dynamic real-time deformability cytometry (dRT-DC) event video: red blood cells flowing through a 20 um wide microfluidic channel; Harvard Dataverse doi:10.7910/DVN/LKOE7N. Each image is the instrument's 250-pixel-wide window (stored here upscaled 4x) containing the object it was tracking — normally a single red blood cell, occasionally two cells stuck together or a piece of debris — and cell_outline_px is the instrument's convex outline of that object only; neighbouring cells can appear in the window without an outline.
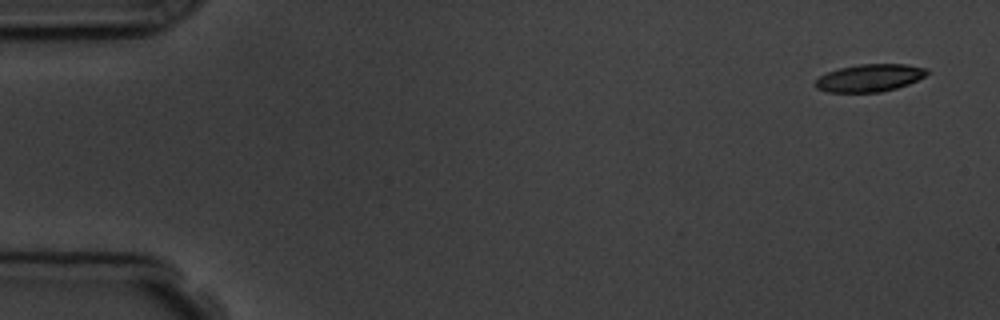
{"species": "common noctule bat (a hibernating species)", "species_latin": "Nyctalus noctula", "temperature_condition": "room temperature", "stored_images_in_passage": 5, "segment_of_instrument_passage": [1, 2], "camera_frame_rate_fps": 3000, "um_per_image_px": 0.085, "animal": {"sex": "male", "body_mass_g": 19.5, "forearm_length_mm": 54.6}, "frame": {"image": 1, "passage_image": 1, "time_ms": 0.0, "image_size_px": [1000, 320], "cell_outline_px": [[928, 72], [924, 76], [908, 84], [896, 88], [880, 92], [828, 92], [816, 88], [812, 84], [820, 76], [828, 72], [840, 68], [860, 64], [904, 64], [928, 68]], "centroid_in_image_um": [73.89, 6.62], "position_along_channel_um": 11.1, "area_um2": 17.8}}
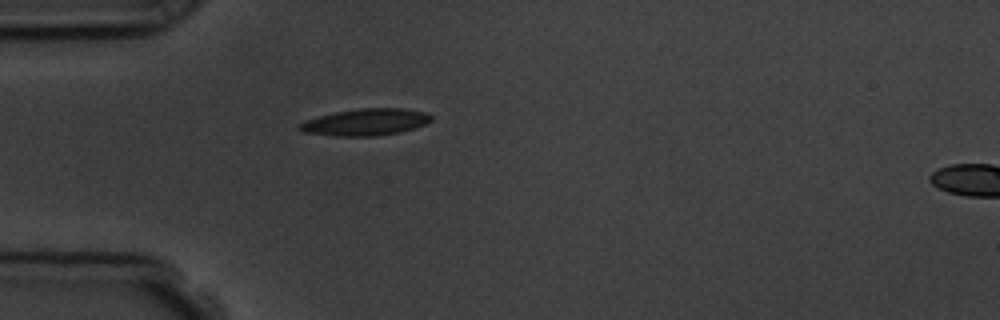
{"frame": {"image": 2, "passage_image": 4, "time_ms": 4.333, "image_size_px": [1000, 320], "cell_outline_px": [[432, 120], [424, 124], [400, 132], [376, 136], [336, 136], [304, 132], [296, 128], [296, 124], [304, 120], [336, 112], [360, 108], [400, 108], [424, 112], [432, 116]], "centroid_in_image_um": [31.02, 10.38], "position_along_channel_um": 54.0, "area_um2": 20.46}}